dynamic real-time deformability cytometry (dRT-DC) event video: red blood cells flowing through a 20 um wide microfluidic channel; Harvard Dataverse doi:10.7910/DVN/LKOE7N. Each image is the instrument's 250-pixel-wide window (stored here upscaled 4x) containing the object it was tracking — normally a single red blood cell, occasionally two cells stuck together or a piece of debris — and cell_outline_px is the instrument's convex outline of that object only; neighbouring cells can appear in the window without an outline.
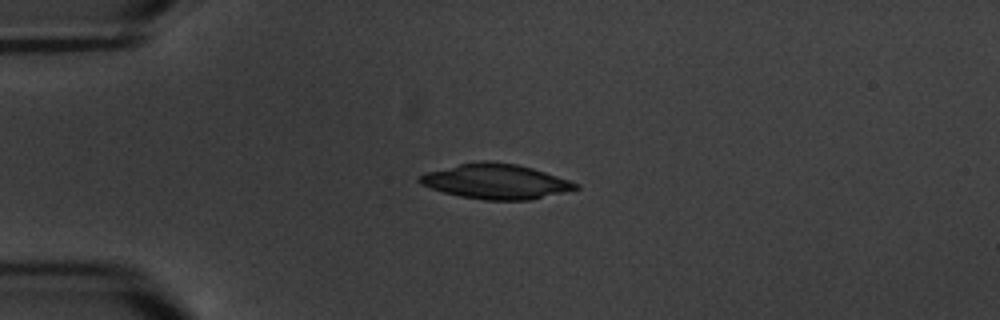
{"species": "common noctule bat (a hibernating species)", "species_latin": "Nyctalus noctula", "temperature_condition": "warm", "stored_images_in_passage": 1, "camera_frame_rate_fps": 3000, "um_per_image_px": 0.085, "animal": {"sex": "male", "body_mass_g": 20.1, "forearm_length_mm": 53.5}, "frame": {"image": 1, "passage_image": 1, "time_ms": 0.0, "image_size_px": [1000, 320], "cell_outline_px": [[580, 188], [528, 200], [484, 200], [460, 196], [444, 192], [420, 184], [416, 180], [424, 172], [460, 164], [480, 160], [488, 160], [516, 164], [532, 168], [580, 184]], "centroid_in_image_um": [42.11, 15.41], "position_along_channel_um": 42.9, "area_um2": 31.56}}